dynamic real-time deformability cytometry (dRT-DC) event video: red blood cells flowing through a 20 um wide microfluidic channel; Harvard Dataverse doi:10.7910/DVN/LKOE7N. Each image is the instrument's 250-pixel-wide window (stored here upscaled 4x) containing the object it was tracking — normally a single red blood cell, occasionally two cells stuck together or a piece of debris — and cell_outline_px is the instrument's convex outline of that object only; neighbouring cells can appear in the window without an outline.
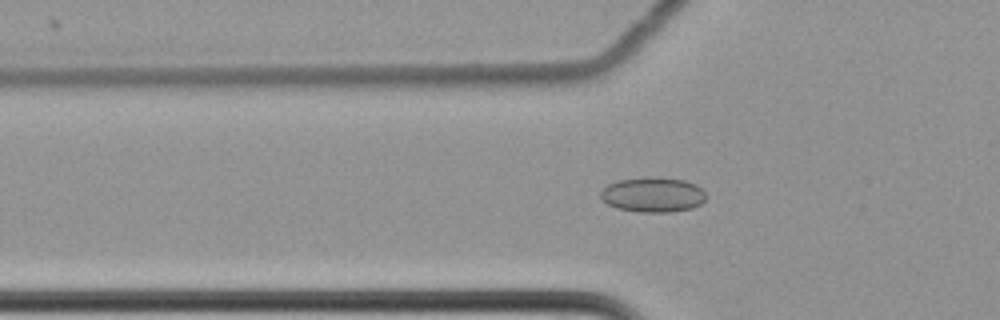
{"species": "common noctule bat (a hibernating species)", "species_latin": "Nyctalus noctula", "temperature_condition": "cold", "stored_images_in_passage": 62, "camera_frame_rate_fps": 3000, "um_per_image_px": 0.085, "animal": {"sex": "female", "body_mass_g": 22.7, "forearm_length_mm": 54.2}, "frame": {"image": 1, "passage_image": 23, "time_ms": 7.333, "image_size_px": [1000, 320], "cell_outline_px": [[704, 200], [700, 204], [692, 208], [672, 212], [640, 212], [616, 208], [600, 200], [600, 192], [608, 184], [620, 180], [648, 176], [656, 176], [684, 180], [696, 184], [704, 192]], "centroid_in_image_um": [55.47, 16.54], "position_along_channel_um": 70.3, "area_um2": 21.62}}
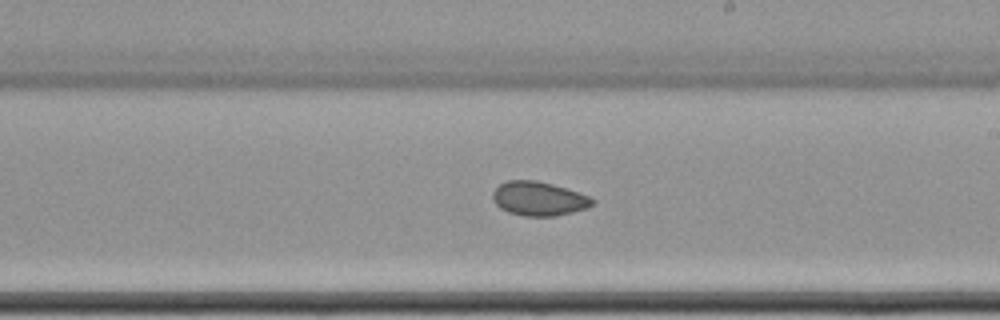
{"frame": {"image": 2, "passage_image": 38, "time_ms": 12.333, "image_size_px": [1000, 320], "cell_outline_px": [[596, 204], [588, 208], [556, 216], [524, 216], [508, 212], [500, 208], [492, 200], [492, 192], [500, 184], [508, 180], [536, 180], [552, 184], [588, 196], [596, 200]], "centroid_in_image_um": [45.79, 16.89], "position_along_channel_um": 243.2, "area_um2": 19.83}}
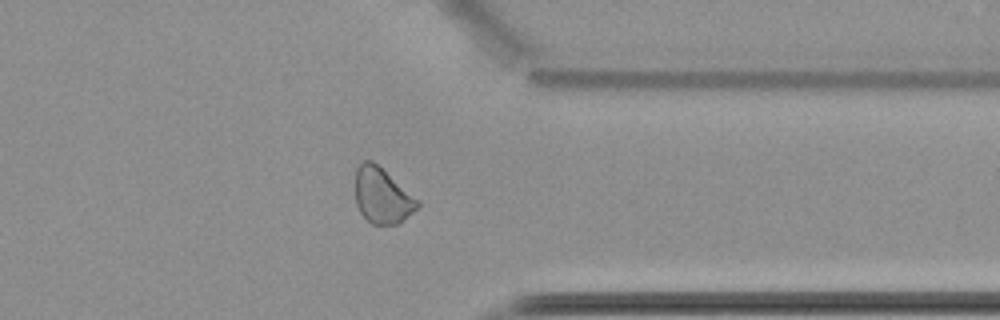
{"frame": {"image": 3, "passage_image": 50, "time_ms": 16.333, "image_size_px": [1000, 320], "cell_outline_px": [[420, 204], [400, 224], [372, 224], [360, 212], [356, 204], [356, 168], [364, 160], [372, 160], [420, 200]], "centroid_in_image_um": [32.49, 16.63], "position_along_channel_um": 378.9, "area_um2": 20.0}, "authors_computed_cell_mechanics": {"area_um2": 21.0103, "velocity_mm_per_s": 3.4922, "shape_relaxation_time_tau1_ms": 4.4194, "shape_relaxation_time_tau2_ms": null, "deformation_change_tau1": 0.0353, "deformation_change_tau2": null}}